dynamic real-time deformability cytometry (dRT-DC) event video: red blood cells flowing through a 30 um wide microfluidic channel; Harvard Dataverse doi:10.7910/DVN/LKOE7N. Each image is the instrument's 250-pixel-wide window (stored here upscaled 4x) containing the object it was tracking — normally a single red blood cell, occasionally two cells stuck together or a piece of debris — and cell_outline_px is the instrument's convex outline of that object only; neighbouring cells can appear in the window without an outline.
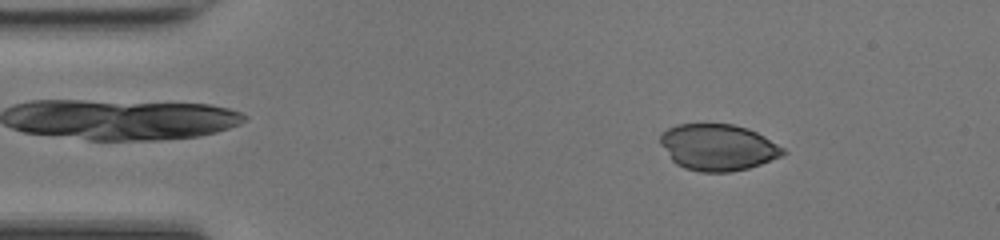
{"species": "common noctule bat (a hibernating species)", "species_latin": "Nyctalus noctula", "temperature_condition": "room temperature", "stored_images_in_passage": 14, "camera_frame_rate_fps": 3000, "um_per_image_px": 0.085, "animal": {"sex": "female", "body_mass_g": 17.0, "forearm_length_mm": 48.0}, "frame": {"image": 1, "passage_image": 6, "time_ms": 1.667, "image_size_px": [1000, 240], "cell_outline_px": [[788, 152], [780, 156], [760, 164], [748, 168], [732, 172], [700, 172], [684, 168], [676, 164], [672, 160], [660, 144], [660, 136], [668, 128], [676, 124], [732, 124], [748, 128], [764, 136], [784, 148]], "centroid_in_image_um": [61.01, 12.52], "position_along_channel_um": 24.0, "area_um2": 33.18}}